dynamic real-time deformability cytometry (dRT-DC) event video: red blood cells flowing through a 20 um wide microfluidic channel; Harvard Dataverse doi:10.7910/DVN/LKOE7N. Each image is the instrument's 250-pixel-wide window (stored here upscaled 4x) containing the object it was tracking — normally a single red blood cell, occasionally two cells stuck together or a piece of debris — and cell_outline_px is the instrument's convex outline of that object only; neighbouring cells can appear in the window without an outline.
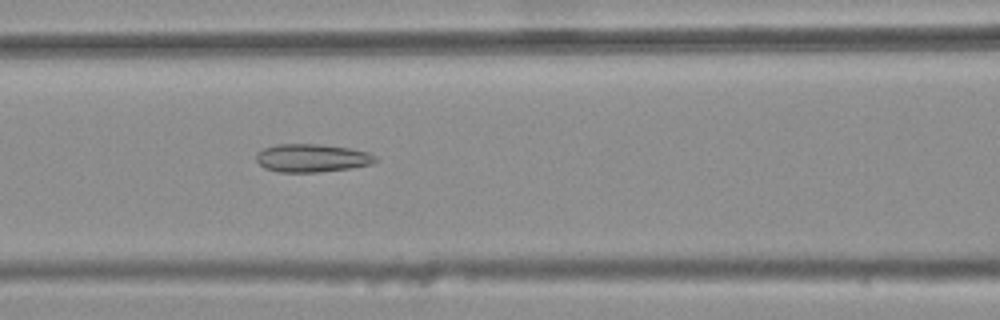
{"species": "common noctule bat (a hibernating species)", "species_latin": "Nyctalus noctula", "temperature_condition": "warm", "stored_images_in_passage": 48, "camera_frame_rate_fps": 3000, "um_per_image_px": 0.085, "animal": {"sex": "female", "body_mass_g": 25.1}, "frame": {"image": 1, "passage_image": 23, "time_ms": 7.333, "image_size_px": [1000, 320], "cell_outline_px": [[376, 160], [372, 164], [352, 168], [320, 172], [280, 172], [264, 168], [256, 160], [256, 152], [264, 148], [276, 144], [320, 144], [348, 148], [368, 152], [376, 156]], "centroid_in_image_um": [26.5, 13.43], "position_along_channel_um": 140.1, "area_um2": 19.59}}
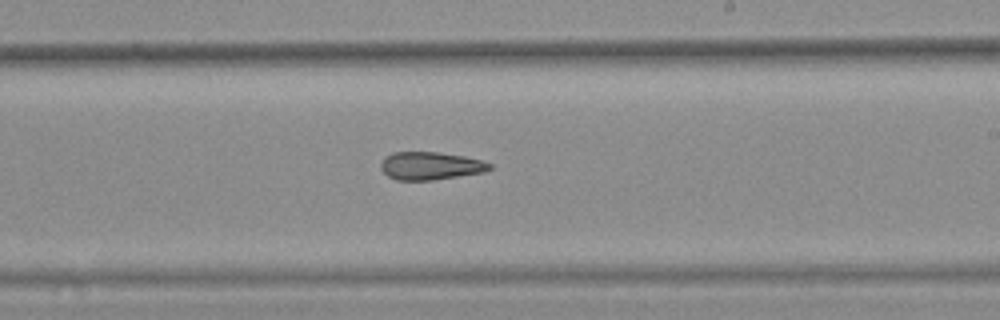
{"frame": {"image": 2, "passage_image": 32, "time_ms": 10.333, "image_size_px": [1000, 320], "cell_outline_px": [[492, 168], [484, 172], [432, 180], [396, 180], [388, 176], [380, 168], [380, 164], [384, 156], [392, 152], [436, 152], [464, 156], [480, 160], [492, 164]], "centroid_in_image_um": [36.55, 14.09], "position_along_channel_um": 252.4, "area_um2": 17.69}}
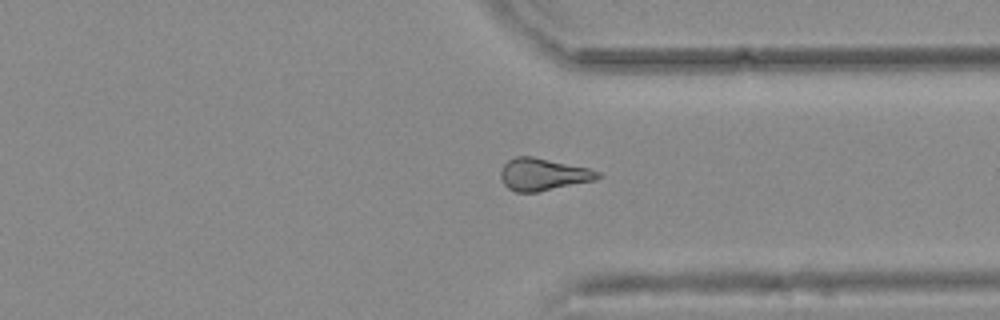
{"frame": {"image": 3, "passage_image": 41, "time_ms": 13.333, "image_size_px": [1000, 320], "cell_outline_px": [[600, 176], [596, 180], [536, 192], [516, 192], [508, 188], [504, 184], [500, 176], [500, 168], [508, 160], [516, 156], [532, 156], [588, 168], [600, 172]], "centroid_in_image_um": [46.13, 14.82], "position_along_channel_um": 365.3, "area_um2": 18.15}, "authors_computed_cell_mechanics": {"area_um2": 19.2474, "velocity_mm_per_s": 3.7511, "shape_relaxation_time_tau1_ms": null, "shape_relaxation_time_tau2_ms": 2.9586, "deformation_change_tau1": null, "deformation_change_tau2": 0.1125}}